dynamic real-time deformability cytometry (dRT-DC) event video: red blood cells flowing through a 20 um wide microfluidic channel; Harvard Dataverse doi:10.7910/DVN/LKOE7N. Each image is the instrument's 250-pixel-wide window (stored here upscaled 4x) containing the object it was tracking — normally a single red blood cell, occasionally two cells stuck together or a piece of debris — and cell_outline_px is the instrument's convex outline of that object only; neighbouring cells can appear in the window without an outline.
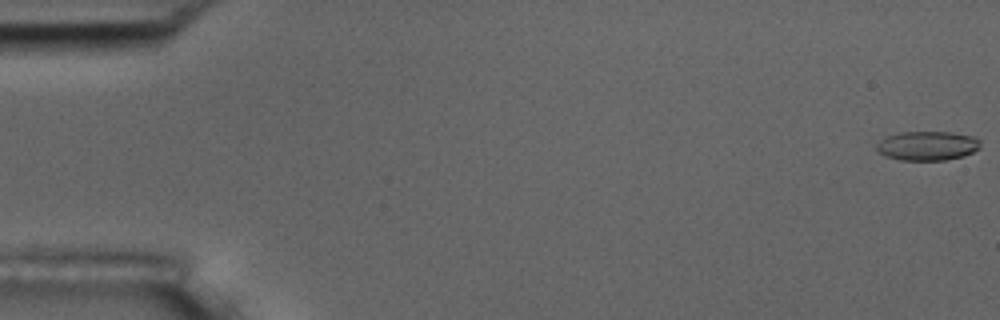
{"species": "common noctule bat (a hibernating species)", "species_latin": "Nyctalus noctula", "temperature_condition": "room temperature", "stored_images_in_passage": 6, "camera_frame_rate_fps": 3000, "um_per_image_px": 0.085, "animal": {"sex": "male", "body_mass_g": 17.5, "forearm_length_mm": 52.3}, "frame": {"image": 1, "passage_image": 1, "time_ms": 0.0, "image_size_px": [1000, 320], "cell_outline_px": [[980, 148], [964, 156], [948, 160], [900, 160], [884, 156], [876, 148], [876, 144], [880, 140], [888, 136], [900, 132], [948, 132], [972, 136], [980, 140]], "centroid_in_image_um": [78.83, 12.4], "position_along_channel_um": 6.2, "area_um2": 17.69}}
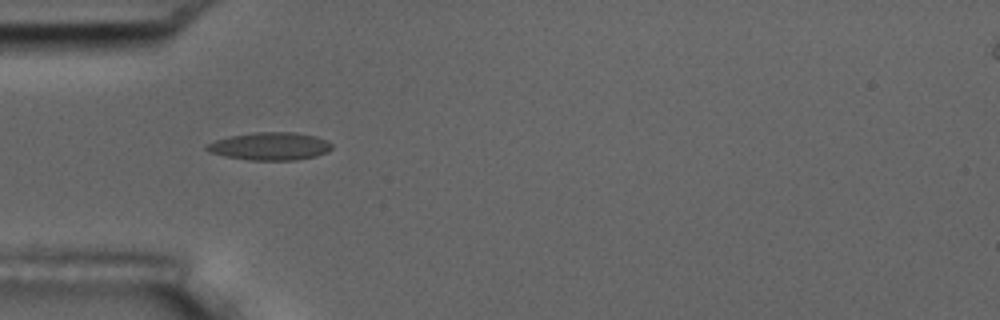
{"frame": {"image": 2, "passage_image": 5, "time_ms": 5.667, "image_size_px": [1000, 320], "cell_outline_px": [[332, 148], [328, 152], [316, 156], [296, 160], [248, 160], [224, 156], [208, 152], [204, 148], [204, 144], [228, 136], [252, 132], [296, 132], [316, 136], [332, 144]], "centroid_in_image_um": [22.9, 12.43], "position_along_channel_um": 62.1, "area_um2": 20.52}}